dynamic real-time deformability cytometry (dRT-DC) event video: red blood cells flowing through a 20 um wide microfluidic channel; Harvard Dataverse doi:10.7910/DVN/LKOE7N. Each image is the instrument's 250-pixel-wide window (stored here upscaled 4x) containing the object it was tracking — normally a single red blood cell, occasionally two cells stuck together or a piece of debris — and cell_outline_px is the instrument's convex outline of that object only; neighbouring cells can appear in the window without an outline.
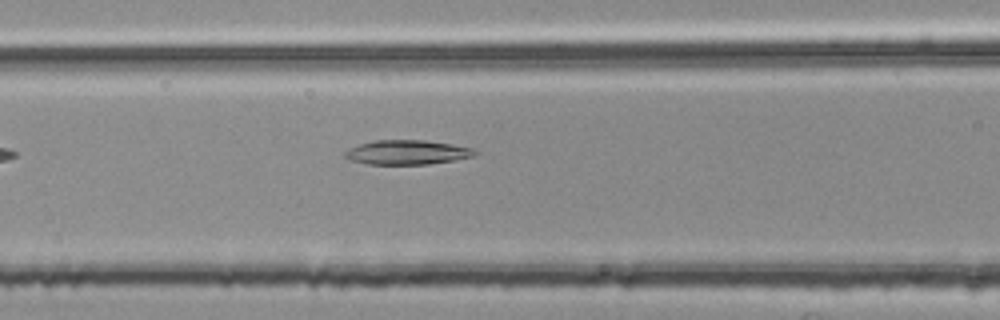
{"species": "common noctule bat (a hibernating species)", "species_latin": "Nyctalus noctula", "temperature_condition": "room temperature", "stored_images_in_passage": 7, "camera_frame_rate_fps": 3000, "um_per_image_px": 0.085, "animal": {"sex": "female", "body_mass_g": 25.1}, "frame": {"image": 1, "passage_image": 6, "time_ms": 1.667, "image_size_px": [1000, 320], "cell_outline_px": [[480, 152], [476, 156], [456, 160], [428, 164], [368, 164], [352, 160], [344, 156], [344, 152], [360, 144], [376, 140], [424, 140], [452, 144], [472, 148]], "centroid_in_image_um": [34.69, 12.95], "position_along_channel_um": 131.9, "area_um2": 18.44}}